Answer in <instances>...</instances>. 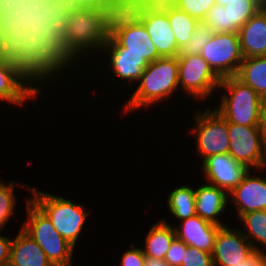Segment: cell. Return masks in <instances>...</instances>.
<instances>
[{
    "instance_id": "obj_1",
    "label": "cell",
    "mask_w": 266,
    "mask_h": 266,
    "mask_svg": "<svg viewBox=\"0 0 266 266\" xmlns=\"http://www.w3.org/2000/svg\"><path fill=\"white\" fill-rule=\"evenodd\" d=\"M116 10L51 7L45 0H32L29 29L44 76H59L91 50L99 54L108 42L110 21Z\"/></svg>"
},
{
    "instance_id": "obj_2",
    "label": "cell",
    "mask_w": 266,
    "mask_h": 266,
    "mask_svg": "<svg viewBox=\"0 0 266 266\" xmlns=\"http://www.w3.org/2000/svg\"><path fill=\"white\" fill-rule=\"evenodd\" d=\"M44 80L29 27L0 34V100L22 106L28 98L36 99Z\"/></svg>"
},
{
    "instance_id": "obj_3",
    "label": "cell",
    "mask_w": 266,
    "mask_h": 266,
    "mask_svg": "<svg viewBox=\"0 0 266 266\" xmlns=\"http://www.w3.org/2000/svg\"><path fill=\"white\" fill-rule=\"evenodd\" d=\"M135 92L124 105L125 113L169 100L179 88L178 57H160L148 64Z\"/></svg>"
},
{
    "instance_id": "obj_4",
    "label": "cell",
    "mask_w": 266,
    "mask_h": 266,
    "mask_svg": "<svg viewBox=\"0 0 266 266\" xmlns=\"http://www.w3.org/2000/svg\"><path fill=\"white\" fill-rule=\"evenodd\" d=\"M101 53H128L151 63L160 56L143 23L123 4L110 21V36Z\"/></svg>"
},
{
    "instance_id": "obj_5",
    "label": "cell",
    "mask_w": 266,
    "mask_h": 266,
    "mask_svg": "<svg viewBox=\"0 0 266 266\" xmlns=\"http://www.w3.org/2000/svg\"><path fill=\"white\" fill-rule=\"evenodd\" d=\"M31 191L33 198H30L51 220L56 231L75 247L80 237L83 225L91 212L87 207L73 203L62 196L39 191L25 184H17Z\"/></svg>"
},
{
    "instance_id": "obj_6",
    "label": "cell",
    "mask_w": 266,
    "mask_h": 266,
    "mask_svg": "<svg viewBox=\"0 0 266 266\" xmlns=\"http://www.w3.org/2000/svg\"><path fill=\"white\" fill-rule=\"evenodd\" d=\"M219 89L224 94L215 110L227 122L246 126H259L260 105L262 98L248 85L236 76L221 79ZM227 90V91H226Z\"/></svg>"
},
{
    "instance_id": "obj_7",
    "label": "cell",
    "mask_w": 266,
    "mask_h": 266,
    "mask_svg": "<svg viewBox=\"0 0 266 266\" xmlns=\"http://www.w3.org/2000/svg\"><path fill=\"white\" fill-rule=\"evenodd\" d=\"M27 213L28 220L21 228L36 241L54 266H72L75 247L56 231L51 220L30 198Z\"/></svg>"
},
{
    "instance_id": "obj_8",
    "label": "cell",
    "mask_w": 266,
    "mask_h": 266,
    "mask_svg": "<svg viewBox=\"0 0 266 266\" xmlns=\"http://www.w3.org/2000/svg\"><path fill=\"white\" fill-rule=\"evenodd\" d=\"M191 134L196 137V148L202 162L217 154H228L230 139L228 134V122L214 108L196 110Z\"/></svg>"
},
{
    "instance_id": "obj_9",
    "label": "cell",
    "mask_w": 266,
    "mask_h": 266,
    "mask_svg": "<svg viewBox=\"0 0 266 266\" xmlns=\"http://www.w3.org/2000/svg\"><path fill=\"white\" fill-rule=\"evenodd\" d=\"M179 87L196 100L208 99L220 85L221 79L200 54L178 55Z\"/></svg>"
},
{
    "instance_id": "obj_10",
    "label": "cell",
    "mask_w": 266,
    "mask_h": 266,
    "mask_svg": "<svg viewBox=\"0 0 266 266\" xmlns=\"http://www.w3.org/2000/svg\"><path fill=\"white\" fill-rule=\"evenodd\" d=\"M124 5L143 23L160 57L179 55L180 48L169 23L167 8L151 9L137 0H124Z\"/></svg>"
},
{
    "instance_id": "obj_11",
    "label": "cell",
    "mask_w": 266,
    "mask_h": 266,
    "mask_svg": "<svg viewBox=\"0 0 266 266\" xmlns=\"http://www.w3.org/2000/svg\"><path fill=\"white\" fill-rule=\"evenodd\" d=\"M200 55L220 79L236 76L244 59L237 33H214Z\"/></svg>"
},
{
    "instance_id": "obj_12",
    "label": "cell",
    "mask_w": 266,
    "mask_h": 266,
    "mask_svg": "<svg viewBox=\"0 0 266 266\" xmlns=\"http://www.w3.org/2000/svg\"><path fill=\"white\" fill-rule=\"evenodd\" d=\"M230 139L229 154L250 170L262 171L266 160L264 144L259 126H246L228 122Z\"/></svg>"
},
{
    "instance_id": "obj_13",
    "label": "cell",
    "mask_w": 266,
    "mask_h": 266,
    "mask_svg": "<svg viewBox=\"0 0 266 266\" xmlns=\"http://www.w3.org/2000/svg\"><path fill=\"white\" fill-rule=\"evenodd\" d=\"M254 251L240 229L221 226L212 252L213 263L214 266H234L247 259Z\"/></svg>"
},
{
    "instance_id": "obj_14",
    "label": "cell",
    "mask_w": 266,
    "mask_h": 266,
    "mask_svg": "<svg viewBox=\"0 0 266 266\" xmlns=\"http://www.w3.org/2000/svg\"><path fill=\"white\" fill-rule=\"evenodd\" d=\"M204 176L208 184L225 190L228 194L241 183L250 170L244 164L237 162L229 153L217 154L202 162Z\"/></svg>"
},
{
    "instance_id": "obj_15",
    "label": "cell",
    "mask_w": 266,
    "mask_h": 266,
    "mask_svg": "<svg viewBox=\"0 0 266 266\" xmlns=\"http://www.w3.org/2000/svg\"><path fill=\"white\" fill-rule=\"evenodd\" d=\"M251 170L229 194L238 218L246 213L266 210V177L252 176Z\"/></svg>"
},
{
    "instance_id": "obj_16",
    "label": "cell",
    "mask_w": 266,
    "mask_h": 266,
    "mask_svg": "<svg viewBox=\"0 0 266 266\" xmlns=\"http://www.w3.org/2000/svg\"><path fill=\"white\" fill-rule=\"evenodd\" d=\"M220 227L195 215L181 221L178 226H174V229L176 237L182 240L187 246L195 247L212 254Z\"/></svg>"
},
{
    "instance_id": "obj_17",
    "label": "cell",
    "mask_w": 266,
    "mask_h": 266,
    "mask_svg": "<svg viewBox=\"0 0 266 266\" xmlns=\"http://www.w3.org/2000/svg\"><path fill=\"white\" fill-rule=\"evenodd\" d=\"M244 58L266 56V4L237 32Z\"/></svg>"
},
{
    "instance_id": "obj_18",
    "label": "cell",
    "mask_w": 266,
    "mask_h": 266,
    "mask_svg": "<svg viewBox=\"0 0 266 266\" xmlns=\"http://www.w3.org/2000/svg\"><path fill=\"white\" fill-rule=\"evenodd\" d=\"M194 191L196 215L212 224L226 226L217 217L228 206V193L208 183L197 187Z\"/></svg>"
},
{
    "instance_id": "obj_19",
    "label": "cell",
    "mask_w": 266,
    "mask_h": 266,
    "mask_svg": "<svg viewBox=\"0 0 266 266\" xmlns=\"http://www.w3.org/2000/svg\"><path fill=\"white\" fill-rule=\"evenodd\" d=\"M8 266H54L45 252L22 228L12 239Z\"/></svg>"
},
{
    "instance_id": "obj_20",
    "label": "cell",
    "mask_w": 266,
    "mask_h": 266,
    "mask_svg": "<svg viewBox=\"0 0 266 266\" xmlns=\"http://www.w3.org/2000/svg\"><path fill=\"white\" fill-rule=\"evenodd\" d=\"M176 237L174 226L166 220L152 225L145 238L144 255L147 258L164 260L166 253Z\"/></svg>"
},
{
    "instance_id": "obj_21",
    "label": "cell",
    "mask_w": 266,
    "mask_h": 266,
    "mask_svg": "<svg viewBox=\"0 0 266 266\" xmlns=\"http://www.w3.org/2000/svg\"><path fill=\"white\" fill-rule=\"evenodd\" d=\"M109 58V69H112L115 78L128 82H138L148 62L141 56L128 53H102Z\"/></svg>"
},
{
    "instance_id": "obj_22",
    "label": "cell",
    "mask_w": 266,
    "mask_h": 266,
    "mask_svg": "<svg viewBox=\"0 0 266 266\" xmlns=\"http://www.w3.org/2000/svg\"><path fill=\"white\" fill-rule=\"evenodd\" d=\"M236 77L261 98L266 97V56L244 58Z\"/></svg>"
},
{
    "instance_id": "obj_23",
    "label": "cell",
    "mask_w": 266,
    "mask_h": 266,
    "mask_svg": "<svg viewBox=\"0 0 266 266\" xmlns=\"http://www.w3.org/2000/svg\"><path fill=\"white\" fill-rule=\"evenodd\" d=\"M238 219L245 226V230L240 229V231L253 246L254 250L266 252L264 251L266 250V210L249 212L241 215Z\"/></svg>"
},
{
    "instance_id": "obj_24",
    "label": "cell",
    "mask_w": 266,
    "mask_h": 266,
    "mask_svg": "<svg viewBox=\"0 0 266 266\" xmlns=\"http://www.w3.org/2000/svg\"><path fill=\"white\" fill-rule=\"evenodd\" d=\"M167 205L173 217L180 221L195 216L194 188L188 185L176 187L169 193Z\"/></svg>"
},
{
    "instance_id": "obj_25",
    "label": "cell",
    "mask_w": 266,
    "mask_h": 266,
    "mask_svg": "<svg viewBox=\"0 0 266 266\" xmlns=\"http://www.w3.org/2000/svg\"><path fill=\"white\" fill-rule=\"evenodd\" d=\"M265 4L263 0H229L224 5L229 16V33H237Z\"/></svg>"
},
{
    "instance_id": "obj_26",
    "label": "cell",
    "mask_w": 266,
    "mask_h": 266,
    "mask_svg": "<svg viewBox=\"0 0 266 266\" xmlns=\"http://www.w3.org/2000/svg\"><path fill=\"white\" fill-rule=\"evenodd\" d=\"M167 15L170 26L174 32L177 46L181 49L190 41L196 26L200 23L177 6L168 7Z\"/></svg>"
},
{
    "instance_id": "obj_27",
    "label": "cell",
    "mask_w": 266,
    "mask_h": 266,
    "mask_svg": "<svg viewBox=\"0 0 266 266\" xmlns=\"http://www.w3.org/2000/svg\"><path fill=\"white\" fill-rule=\"evenodd\" d=\"M0 13L14 27H29L32 0H0Z\"/></svg>"
},
{
    "instance_id": "obj_28",
    "label": "cell",
    "mask_w": 266,
    "mask_h": 266,
    "mask_svg": "<svg viewBox=\"0 0 266 266\" xmlns=\"http://www.w3.org/2000/svg\"><path fill=\"white\" fill-rule=\"evenodd\" d=\"M15 183L5 184L0 178V231L14 214L17 198L14 195Z\"/></svg>"
},
{
    "instance_id": "obj_29",
    "label": "cell",
    "mask_w": 266,
    "mask_h": 266,
    "mask_svg": "<svg viewBox=\"0 0 266 266\" xmlns=\"http://www.w3.org/2000/svg\"><path fill=\"white\" fill-rule=\"evenodd\" d=\"M51 7L119 9L124 0H45Z\"/></svg>"
},
{
    "instance_id": "obj_30",
    "label": "cell",
    "mask_w": 266,
    "mask_h": 266,
    "mask_svg": "<svg viewBox=\"0 0 266 266\" xmlns=\"http://www.w3.org/2000/svg\"><path fill=\"white\" fill-rule=\"evenodd\" d=\"M213 34L214 33L208 26H206L203 22H200L196 26L190 41L180 49L179 55L200 54L203 47L207 45Z\"/></svg>"
},
{
    "instance_id": "obj_31",
    "label": "cell",
    "mask_w": 266,
    "mask_h": 266,
    "mask_svg": "<svg viewBox=\"0 0 266 266\" xmlns=\"http://www.w3.org/2000/svg\"><path fill=\"white\" fill-rule=\"evenodd\" d=\"M213 33H229V16L224 6L215 4L202 21Z\"/></svg>"
},
{
    "instance_id": "obj_32",
    "label": "cell",
    "mask_w": 266,
    "mask_h": 266,
    "mask_svg": "<svg viewBox=\"0 0 266 266\" xmlns=\"http://www.w3.org/2000/svg\"><path fill=\"white\" fill-rule=\"evenodd\" d=\"M216 0H179L177 7L199 22H202Z\"/></svg>"
},
{
    "instance_id": "obj_33",
    "label": "cell",
    "mask_w": 266,
    "mask_h": 266,
    "mask_svg": "<svg viewBox=\"0 0 266 266\" xmlns=\"http://www.w3.org/2000/svg\"><path fill=\"white\" fill-rule=\"evenodd\" d=\"M181 266H214L212 254L187 246Z\"/></svg>"
},
{
    "instance_id": "obj_34",
    "label": "cell",
    "mask_w": 266,
    "mask_h": 266,
    "mask_svg": "<svg viewBox=\"0 0 266 266\" xmlns=\"http://www.w3.org/2000/svg\"><path fill=\"white\" fill-rule=\"evenodd\" d=\"M187 245L177 237L172 241L164 261L168 266H181Z\"/></svg>"
},
{
    "instance_id": "obj_35",
    "label": "cell",
    "mask_w": 266,
    "mask_h": 266,
    "mask_svg": "<svg viewBox=\"0 0 266 266\" xmlns=\"http://www.w3.org/2000/svg\"><path fill=\"white\" fill-rule=\"evenodd\" d=\"M146 259L143 248L135 247L132 243L131 248L124 251L121 256L120 266H145Z\"/></svg>"
},
{
    "instance_id": "obj_36",
    "label": "cell",
    "mask_w": 266,
    "mask_h": 266,
    "mask_svg": "<svg viewBox=\"0 0 266 266\" xmlns=\"http://www.w3.org/2000/svg\"><path fill=\"white\" fill-rule=\"evenodd\" d=\"M12 239L0 234V266H8Z\"/></svg>"
},
{
    "instance_id": "obj_37",
    "label": "cell",
    "mask_w": 266,
    "mask_h": 266,
    "mask_svg": "<svg viewBox=\"0 0 266 266\" xmlns=\"http://www.w3.org/2000/svg\"><path fill=\"white\" fill-rule=\"evenodd\" d=\"M234 266H266V252L254 251L247 259Z\"/></svg>"
},
{
    "instance_id": "obj_38",
    "label": "cell",
    "mask_w": 266,
    "mask_h": 266,
    "mask_svg": "<svg viewBox=\"0 0 266 266\" xmlns=\"http://www.w3.org/2000/svg\"><path fill=\"white\" fill-rule=\"evenodd\" d=\"M142 6L151 9H165L168 7L177 6L179 0H137Z\"/></svg>"
},
{
    "instance_id": "obj_39",
    "label": "cell",
    "mask_w": 266,
    "mask_h": 266,
    "mask_svg": "<svg viewBox=\"0 0 266 266\" xmlns=\"http://www.w3.org/2000/svg\"><path fill=\"white\" fill-rule=\"evenodd\" d=\"M259 130L261 132L264 144L266 145V97L262 98L260 105Z\"/></svg>"
},
{
    "instance_id": "obj_40",
    "label": "cell",
    "mask_w": 266,
    "mask_h": 266,
    "mask_svg": "<svg viewBox=\"0 0 266 266\" xmlns=\"http://www.w3.org/2000/svg\"><path fill=\"white\" fill-rule=\"evenodd\" d=\"M145 266H168L167 263L162 259L147 258Z\"/></svg>"
},
{
    "instance_id": "obj_41",
    "label": "cell",
    "mask_w": 266,
    "mask_h": 266,
    "mask_svg": "<svg viewBox=\"0 0 266 266\" xmlns=\"http://www.w3.org/2000/svg\"><path fill=\"white\" fill-rule=\"evenodd\" d=\"M13 27L8 20H0V34L10 31Z\"/></svg>"
},
{
    "instance_id": "obj_42",
    "label": "cell",
    "mask_w": 266,
    "mask_h": 266,
    "mask_svg": "<svg viewBox=\"0 0 266 266\" xmlns=\"http://www.w3.org/2000/svg\"><path fill=\"white\" fill-rule=\"evenodd\" d=\"M228 2L229 0H216V4L222 5V6L228 4Z\"/></svg>"
},
{
    "instance_id": "obj_43",
    "label": "cell",
    "mask_w": 266,
    "mask_h": 266,
    "mask_svg": "<svg viewBox=\"0 0 266 266\" xmlns=\"http://www.w3.org/2000/svg\"><path fill=\"white\" fill-rule=\"evenodd\" d=\"M0 20H7V19L0 13Z\"/></svg>"
}]
</instances>
